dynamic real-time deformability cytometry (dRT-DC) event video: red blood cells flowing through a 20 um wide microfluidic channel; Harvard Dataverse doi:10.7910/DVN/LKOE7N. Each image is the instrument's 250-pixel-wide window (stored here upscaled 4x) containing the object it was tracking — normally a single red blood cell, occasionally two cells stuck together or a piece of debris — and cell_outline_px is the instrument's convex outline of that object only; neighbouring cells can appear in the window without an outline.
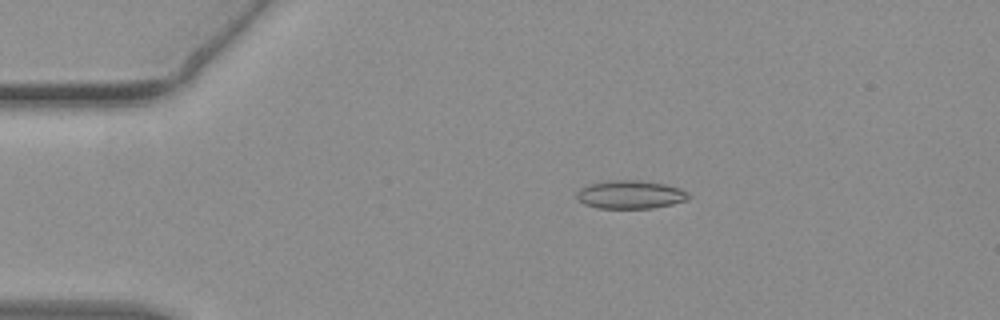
{"species": "common noctule bat (a hibernating species)", "species_latin": "Nyctalus noctula", "temperature_condition": "warm", "stored_images_in_passage": 54, "camera_frame_rate_fps": 3000, "um_per_image_px": 0.085, "animal": {"sex": "female", "body_mass_g": 19.3, "forearm_length_mm": 54.1}, "frame": {"image": 1, "passage_image": 11, "time_ms": 3.333, "image_size_px": [1000, 320], "cell_outline_px": [[692, 196], [688, 200], [672, 204], [652, 208], [596, 208], [584, 204], [576, 196], [576, 192], [580, 188], [588, 184], [612, 180], [640, 180], [664, 184], [680, 188], [688, 192]], "centroid_in_image_um": [53.6, 16.54], "position_along_channel_um": 31.4, "area_um2": 18.55}}
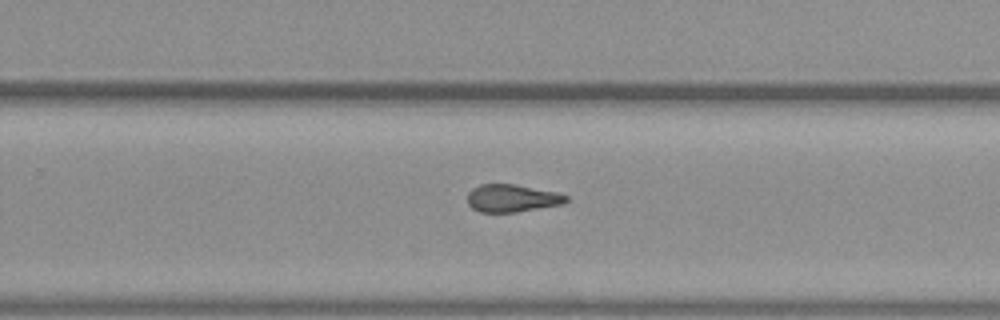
{"frame": {"image": 2, "passage_image": 35, "time_ms": 11.333, "image_size_px": [1000, 320], "cell_outline_px": [[568, 200], [564, 204], [516, 212], [480, 212], [472, 208], [468, 204], [468, 192], [472, 188], [480, 184], [516, 184], [556, 192], [568, 196]], "centroid_in_image_um": [43.52, 16.84], "position_along_channel_um": 286.3, "area_um2": 15.95}}
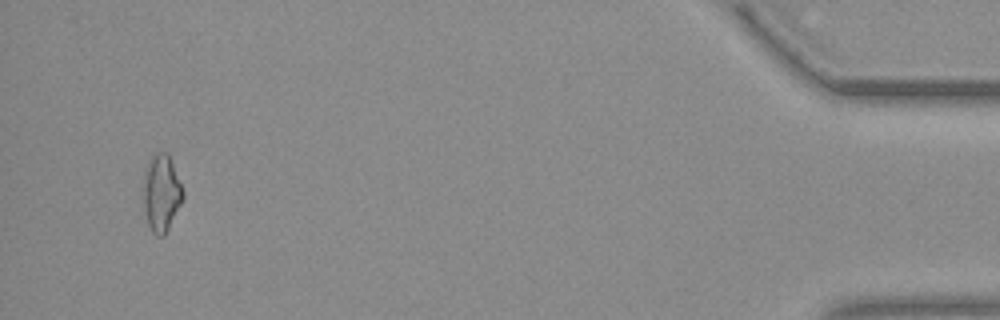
{"frame": {"image": 3, "passage_image": 52, "time_ms": 17.0, "image_size_px": [1000, 320], "cell_outline_px": [[184, 196], [164, 236], [156, 236], [152, 232], [148, 224], [144, 208], [144, 172], [152, 156], [156, 152], [168, 152], [184, 192]], "centroid_in_image_um": [13.72, 16.4], "position_along_channel_um": 421.5, "area_um2": 17.46}, "authors_computed_cell_mechanics": {"area_um2": 16.8776, "velocity_mm_per_s": 3.8348, "shape_relaxation_time_tau1_ms": null, "shape_relaxation_time_tau2_ms": 4.1633, "deformation_change_tau1": null, "deformation_change_tau2": 0.1181}}